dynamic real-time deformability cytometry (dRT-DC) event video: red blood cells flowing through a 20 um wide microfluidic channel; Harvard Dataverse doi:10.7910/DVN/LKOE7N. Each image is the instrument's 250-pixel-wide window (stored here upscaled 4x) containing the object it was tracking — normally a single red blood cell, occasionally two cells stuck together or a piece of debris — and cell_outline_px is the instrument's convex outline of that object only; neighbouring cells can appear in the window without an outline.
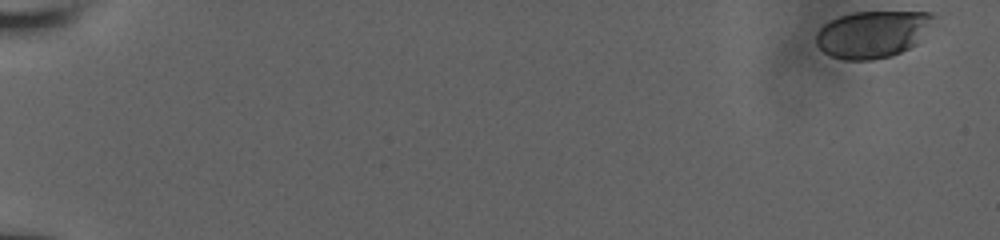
{"species": "human", "species_latin": "Homo sapiens", "temperature_condition": "room temperature", "stored_images_in_passage": 37, "camera_frame_rate_fps": 3000, "um_per_image_px": 0.085, "donor": {"sex": "male"}, "frame": {"image": 1, "passage_image": 1, "time_ms": 0.0, "image_size_px": [1000, 240], "cell_outline_px": [[936, 16], [916, 44], [892, 56], [872, 60], [844, 60], [832, 56], [824, 52], [816, 44], [816, 32], [824, 24], [840, 16], [852, 12], [932, 12]], "centroid_in_image_um": [74.14, 2.91], "position_along_channel_um": 10.9, "area_um2": 31.96}}
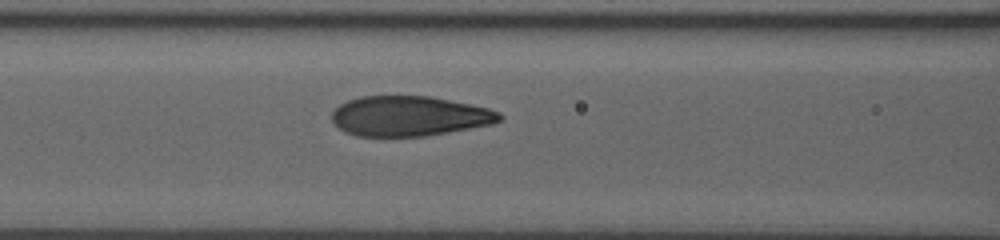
{"frame": {"image": 2, "passage_image": 27, "time_ms": 8.333, "image_size_px": [1000, 240], "cell_outline_px": [[504, 116], [500, 120], [492, 124], [448, 132], [424, 136], [356, 136], [344, 132], [332, 120], [332, 112], [340, 104], [348, 100], [360, 96], [432, 96], [488, 108], [500, 112]], "centroid_in_image_um": [34.79, 9.86], "position_along_channel_um": 131.8, "area_um2": 39.07}}
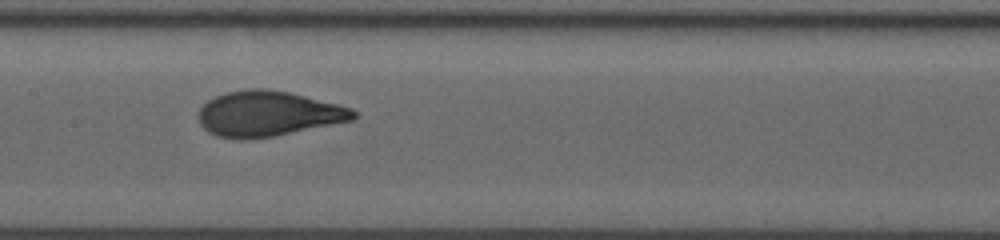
{"frame": {"image": 3, "passage_image": 36, "time_ms": 9.667, "image_size_px": [1000, 240], "cell_outline_px": [[356, 116], [352, 120], [272, 136], [248, 140], [236, 140], [216, 136], [208, 132], [200, 124], [196, 116], [196, 112], [208, 100], [224, 92], [248, 88], [268, 88], [288, 92], [340, 104], [352, 108], [356, 112]], "centroid_in_image_um": [22.72, 9.66], "position_along_channel_um": 184.7, "area_um2": 41.21}}